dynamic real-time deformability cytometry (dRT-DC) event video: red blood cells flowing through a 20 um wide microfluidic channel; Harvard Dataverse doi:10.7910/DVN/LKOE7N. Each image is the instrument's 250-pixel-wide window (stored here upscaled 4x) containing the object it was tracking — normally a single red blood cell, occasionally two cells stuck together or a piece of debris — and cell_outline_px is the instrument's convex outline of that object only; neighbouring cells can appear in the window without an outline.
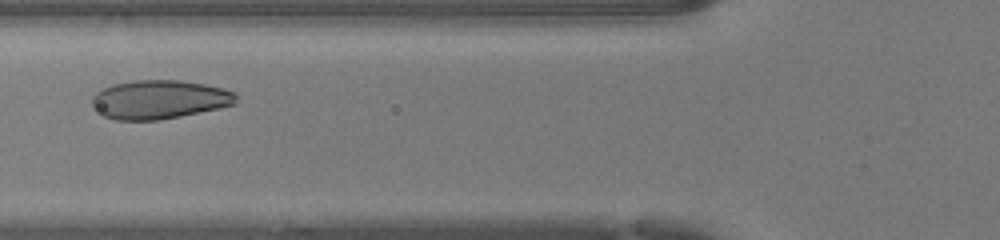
{"species": "human", "species_latin": "Homo sapiens", "temperature_condition": "warm", "stored_images_in_passage": 31, "camera_frame_rate_fps": 3000, "um_per_image_px": 0.085, "donor": {"sex": "female"}, "frame": {"image": 1, "passage_image": 9, "time_ms": 2.667, "image_size_px": [1000, 240], "cell_outline_px": [[236, 104], [180, 116], [160, 120], [116, 120], [104, 116], [92, 104], [92, 96], [96, 92], [112, 84], [136, 80], [180, 80], [204, 84], [224, 88], [236, 92]], "centroid_in_image_um": [13.55, 8.45], "position_along_channel_um": 112.2, "area_um2": 32.48}}
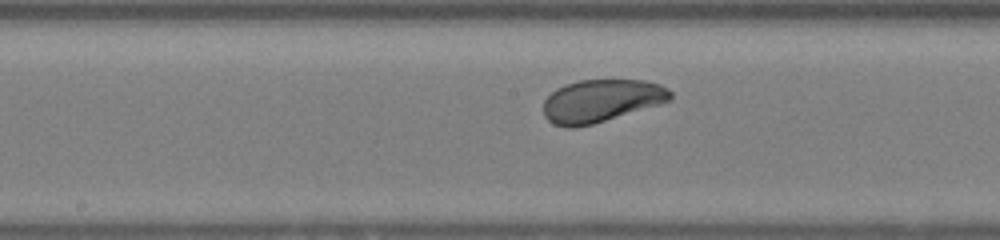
{"frame": {"image": 2, "passage_image": 15, "time_ms": 4.667, "image_size_px": [1000, 240], "cell_outline_px": [[672, 100], [660, 104], [592, 124], [576, 128], [564, 128], [552, 124], [544, 116], [544, 100], [556, 88], [564, 84], [580, 80], [644, 80], [660, 84], [668, 88], [672, 92]], "centroid_in_image_um": [51.09, 8.57], "position_along_channel_um": 197.1, "area_um2": 31.73}}
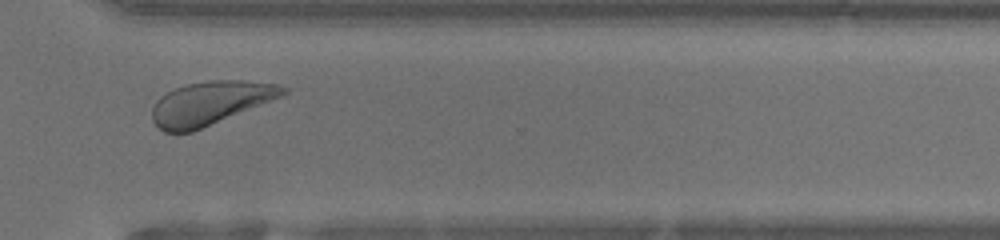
{"frame": {"image": 3, "passage_image": 26, "time_ms": 8.333, "image_size_px": [1000, 240], "cell_outline_px": [[288, 92], [280, 96], [192, 132], [164, 132], [152, 120], [152, 108], [156, 100], [160, 96], [176, 88], [188, 84], [208, 80], [244, 80], [276, 84], [288, 88]], "centroid_in_image_um": [17.83, 8.75], "position_along_channel_um": 352.8, "area_um2": 32.54}, "authors_computed_cell_mechanics": {"area_um2": 32.368, "velocity_mm_per_s": 4.2446, "shape_relaxation_time_tau1_ms": 1.2342, "shape_relaxation_time_tau2_ms": 3.4708, "deformation_change_tau1": 0.0848, "deformation_change_tau2": 0.1045}}